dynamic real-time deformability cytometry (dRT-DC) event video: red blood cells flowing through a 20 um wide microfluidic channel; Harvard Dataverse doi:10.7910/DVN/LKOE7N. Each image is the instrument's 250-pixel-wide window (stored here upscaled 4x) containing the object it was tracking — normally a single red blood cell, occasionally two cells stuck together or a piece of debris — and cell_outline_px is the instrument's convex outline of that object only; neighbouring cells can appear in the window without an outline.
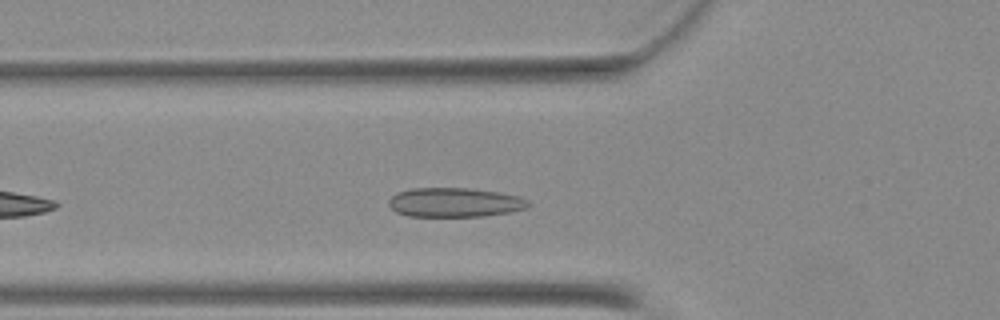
{"species": "Egyptian fruit bat (a non-hibernating species)", "species_latin": "Rousettus aegyptiacus", "temperature_condition": "warm", "stored_images_in_passage": 5, "camera_frame_rate_fps": 3000, "um_per_image_px": 0.085, "animal": {"sex": "female"}, "frame": {"image": 1, "passage_image": 4, "time_ms": 1.0, "image_size_px": [1000, 320], "cell_outline_px": [[528, 204], [524, 208], [512, 212], [484, 216], [408, 216], [396, 212], [388, 204], [388, 200], [396, 192], [412, 188], [468, 188], [496, 192], [516, 196], [528, 200]], "centroid_in_image_um": [38.59, 17.2], "position_along_channel_um": 87.2, "area_um2": 23.64}}